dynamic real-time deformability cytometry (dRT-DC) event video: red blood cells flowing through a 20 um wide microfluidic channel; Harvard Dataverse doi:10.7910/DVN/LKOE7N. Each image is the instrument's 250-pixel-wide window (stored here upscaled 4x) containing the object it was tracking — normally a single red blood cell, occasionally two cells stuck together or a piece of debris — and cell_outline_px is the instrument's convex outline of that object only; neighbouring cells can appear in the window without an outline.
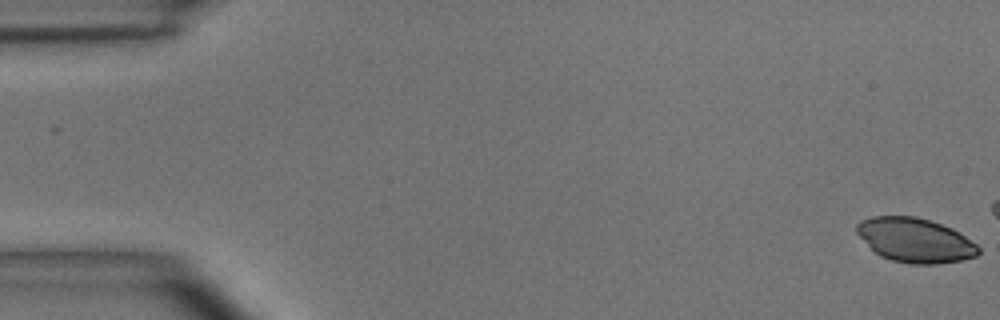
{"species": "common noctule bat (a hibernating species)", "species_latin": "Nyctalus noctula", "temperature_condition": "room temperature", "stored_images_in_passage": 41, "camera_frame_rate_fps": 3000, "um_per_image_px": 0.085, "animal": {"sex": "male", "body_mass_g": 15.6}, "frame": {"image": 1, "passage_image": 1, "time_ms": 0.0, "image_size_px": [1000, 320], "cell_outline_px": [[980, 252], [976, 256], [960, 260], [936, 264], [912, 264], [892, 260], [880, 256], [856, 232], [856, 224], [860, 220], [872, 216], [916, 216], [952, 228], [960, 232], [976, 244], [980, 248]], "centroid_in_image_um": [77.79, 20.41], "position_along_channel_um": 7.2, "area_um2": 31.27}}